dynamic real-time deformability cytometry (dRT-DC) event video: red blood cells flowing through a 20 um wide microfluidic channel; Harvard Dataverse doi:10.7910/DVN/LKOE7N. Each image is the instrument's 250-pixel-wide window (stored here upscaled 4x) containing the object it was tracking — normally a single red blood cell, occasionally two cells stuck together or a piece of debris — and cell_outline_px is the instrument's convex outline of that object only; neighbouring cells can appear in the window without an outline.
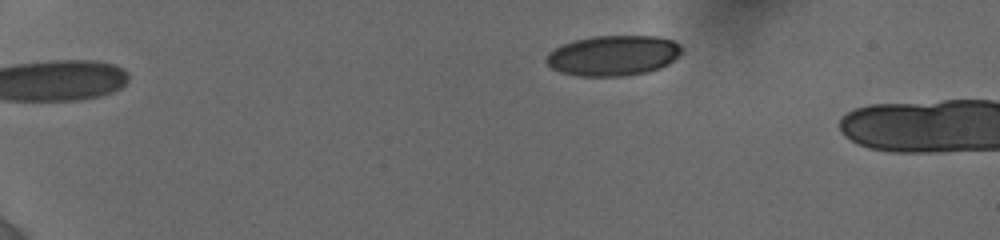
{"species": "human", "species_latin": "Homo sapiens", "temperature_condition": "cold", "stored_images_in_passage": 2, "camera_frame_rate_fps": 3000, "um_per_image_px": 0.085, "donor": {"sex": "female"}, "frame": {"image": 1, "passage_image": 1, "time_ms": 0.0, "image_size_px": [1000, 240], "cell_outline_px": [[680, 52], [668, 64], [660, 68], [648, 72], [620, 76], [580, 76], [560, 72], [552, 68], [544, 60], [548, 52], [572, 40], [592, 36], [656, 36], [672, 40], [680, 44]], "centroid_in_image_um": [52.08, 4.72], "position_along_channel_um": 32.9, "area_um2": 31.73}}